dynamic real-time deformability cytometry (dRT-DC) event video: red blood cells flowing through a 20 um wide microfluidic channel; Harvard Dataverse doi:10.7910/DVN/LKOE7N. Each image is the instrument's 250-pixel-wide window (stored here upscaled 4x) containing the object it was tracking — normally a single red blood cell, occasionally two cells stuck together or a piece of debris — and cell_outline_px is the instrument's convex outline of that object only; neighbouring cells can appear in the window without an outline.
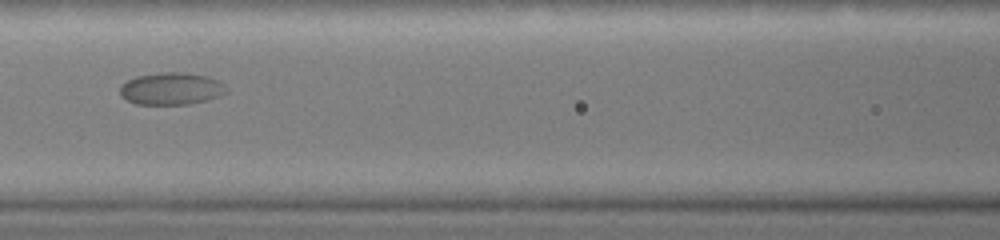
{"species": "common noctule bat (a hibernating species)", "species_latin": "Nyctalus noctula", "temperature_condition": "warm", "stored_images_in_passage": 43, "camera_frame_rate_fps": 3000, "um_per_image_px": 0.085, "animal": {"sex": "female", "body_mass_g": 19.0, "forearm_length_mm": 51.5}, "frame": {"image": 1, "passage_image": 10, "time_ms": 2.0, "image_size_px": [1000, 240], "cell_outline_px": [[228, 92], [220, 96], [188, 104], [136, 104], [120, 96], [120, 88], [128, 80], [136, 76], [160, 72], [180, 72], [208, 76], [220, 80], [224, 84]], "centroid_in_image_um": [14.58, 7.53], "position_along_channel_um": 152.0, "area_um2": 19.94}}
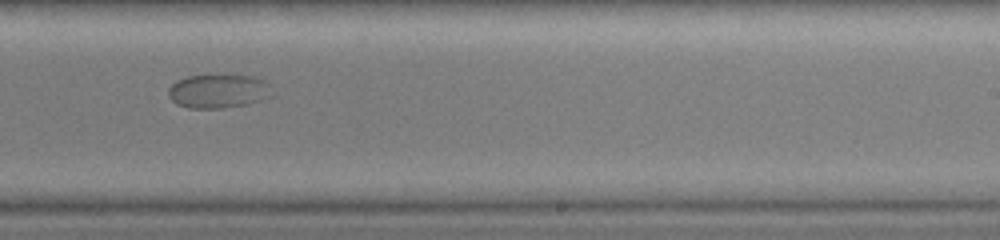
{"frame": {"image": 2, "passage_image": 21, "time_ms": 4.333, "image_size_px": [1000, 240], "cell_outline_px": [[276, 96], [264, 100], [248, 104], [220, 108], [188, 108], [176, 104], [168, 96], [168, 88], [176, 80], [188, 76], [252, 76], [264, 80], [268, 84]], "centroid_in_image_um": [18.59, 7.77], "position_along_channel_um": 270.4, "area_um2": 20.58}}
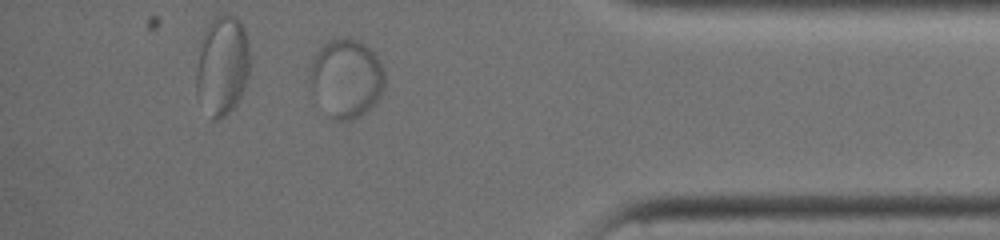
{"frame": {"image": 3, "passage_image": 32, "time_ms": 7.333, "image_size_px": [1000, 240], "cell_outline_px": [[384, 88], [380, 96], [360, 116], [352, 120], [336, 120], [332, 116], [308, 84], [308, 76], [316, 52], [328, 40], [344, 36], [348, 36], [360, 40], [380, 60], [384, 68]], "centroid_in_image_um": [29.45, 6.58], "position_along_channel_um": 405.8, "area_um2": 33.93}}